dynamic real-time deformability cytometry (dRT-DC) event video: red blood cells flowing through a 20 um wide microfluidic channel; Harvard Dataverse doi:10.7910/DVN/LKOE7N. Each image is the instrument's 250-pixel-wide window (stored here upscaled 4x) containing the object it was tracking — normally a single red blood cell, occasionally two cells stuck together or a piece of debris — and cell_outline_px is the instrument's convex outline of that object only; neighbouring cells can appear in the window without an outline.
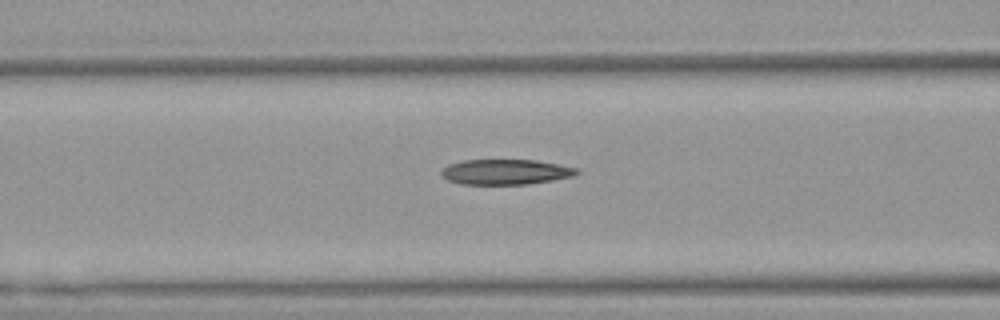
{"species": "Egyptian fruit bat (a non-hibernating species)", "species_latin": "Rousettus aegyptiacus", "temperature_condition": "warm", "stored_images_in_passage": 5, "segment_of_instrument_passage": [1, 2], "camera_frame_rate_fps": 3000, "um_per_image_px": 0.085, "animal": {"sex": "female"}, "frame": {"image": 1, "passage_image": 4, "time_ms": 1.0, "image_size_px": [1000, 320], "cell_outline_px": [[580, 172], [572, 176], [552, 180], [528, 184], [460, 184], [448, 180], [440, 172], [448, 164], [464, 160], [536, 160], [580, 168]], "centroid_in_image_um": [43.0, 14.61], "position_along_channel_um": 123.6, "area_um2": 19.88}}